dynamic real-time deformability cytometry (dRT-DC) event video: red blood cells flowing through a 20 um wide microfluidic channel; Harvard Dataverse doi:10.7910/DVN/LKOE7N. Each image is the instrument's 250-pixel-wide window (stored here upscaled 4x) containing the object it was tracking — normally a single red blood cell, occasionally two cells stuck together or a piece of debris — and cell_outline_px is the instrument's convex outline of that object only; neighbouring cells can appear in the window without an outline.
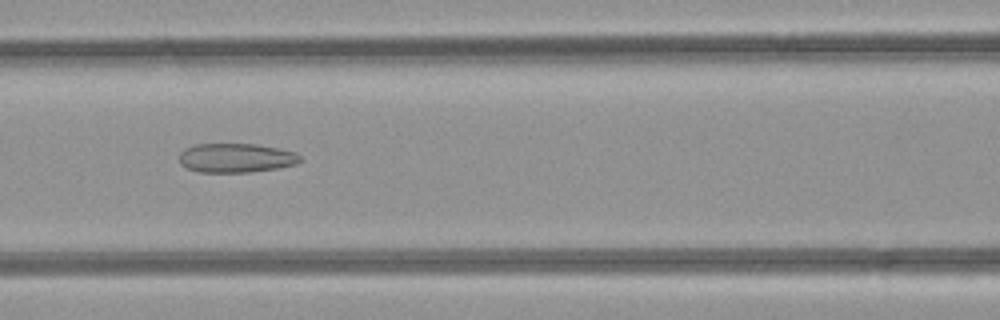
{"species": "common noctule bat (a hibernating species)", "species_latin": "Nyctalus noctula", "temperature_condition": "room temperature", "stored_images_in_passage": 40, "camera_frame_rate_fps": 3000, "um_per_image_px": 0.085, "animal": {"sex": "female", "body_mass_g": 21.9}, "frame": {"image": 1, "passage_image": 13, "time_ms": 4.0, "image_size_px": [1000, 320], "cell_outline_px": [[304, 160], [296, 164], [276, 168], [248, 172], [200, 172], [188, 168], [180, 164], [180, 152], [184, 148], [196, 144], [256, 144], [296, 152]], "centroid_in_image_um": [20.07, 13.42], "position_along_channel_um": 146.5, "area_um2": 20.52}}
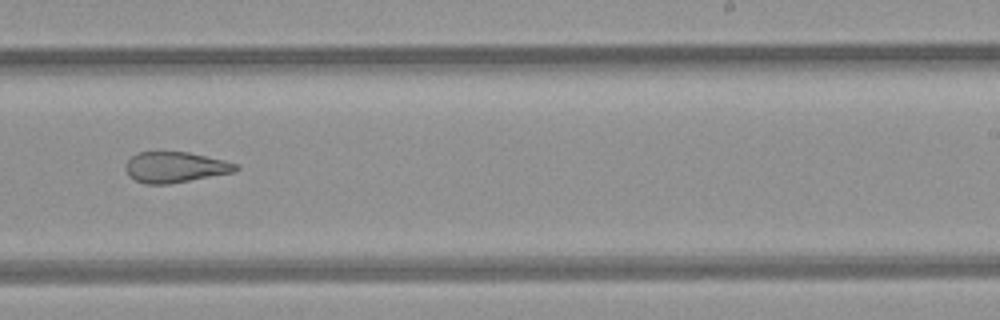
{"frame": {"image": 2, "passage_image": 22, "time_ms": 7.0, "image_size_px": [1000, 320], "cell_outline_px": [[240, 168], [236, 172], [168, 184], [144, 184], [128, 176], [124, 168], [128, 160], [132, 156], [140, 152], [188, 152], [224, 160], [240, 164]], "centroid_in_image_um": [14.92, 14.22], "position_along_channel_um": 274.1, "area_um2": 19.83}}
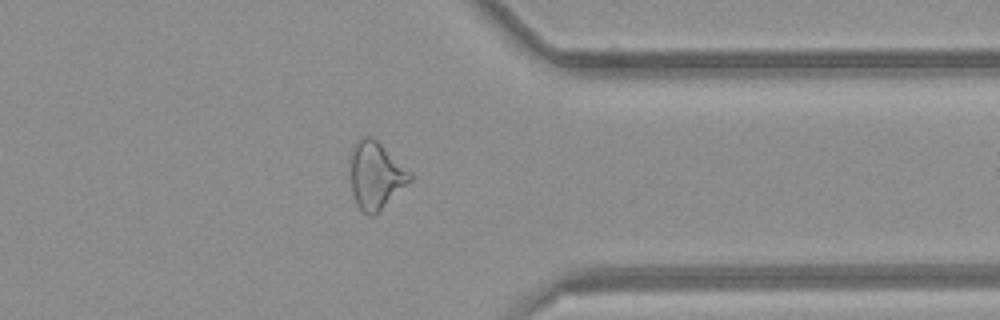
{"frame": {"image": 3, "passage_image": 30, "time_ms": 9.667, "image_size_px": [1000, 320], "cell_outline_px": [[412, 180], [372, 216], [368, 216], [360, 208], [352, 192], [352, 148], [356, 140], [360, 136], [368, 136], [376, 140], [412, 172]], "centroid_in_image_um": [31.96, 14.87], "position_along_channel_um": 379.4, "area_um2": 22.72}, "authors_computed_cell_mechanics": {"area_um2": 22.8888, "velocity_mm_per_s": 4.2619, "shape_relaxation_time_tau1_ms": null, "shape_relaxation_time_tau2_ms": 3.1027, "deformation_change_tau1": null, "deformation_change_tau2": 0.1324}}